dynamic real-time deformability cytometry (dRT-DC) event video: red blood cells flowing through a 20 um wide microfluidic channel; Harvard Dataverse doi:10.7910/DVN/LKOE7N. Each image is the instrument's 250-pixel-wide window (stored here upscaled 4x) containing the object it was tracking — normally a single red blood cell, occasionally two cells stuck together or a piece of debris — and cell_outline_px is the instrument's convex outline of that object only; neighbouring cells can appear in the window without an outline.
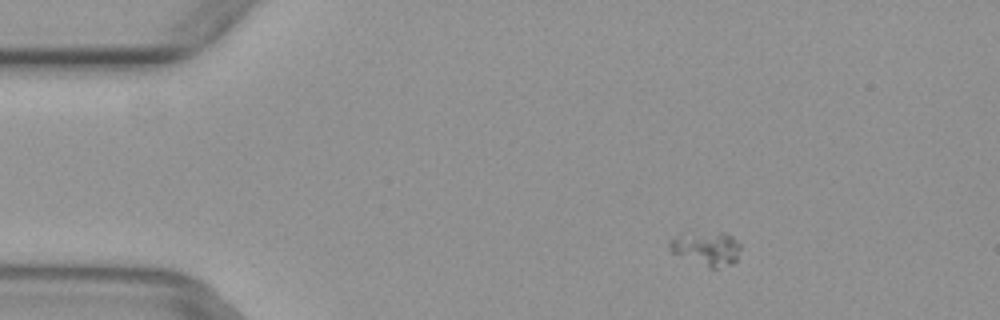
{"species": "common noctule bat (a hibernating species)", "species_latin": "Nyctalus noctula", "temperature_condition": "warm", "stored_images_in_passage": 2, "camera_frame_rate_fps": 3000, "um_per_image_px": 0.085, "animal": {"sex": "female", "body_mass_g": 29.2, "forearm_length_mm": 56.3}, "frame": {"image": 1, "passage_image": 1, "time_ms": 0.0, "image_size_px": [1000, 320], "cell_outline_px": [[740, 248], [736, 260], [732, 264], [716, 268], [708, 268], [672, 252], [668, 248], [668, 240], [720, 232], [724, 232], [732, 236], [740, 244]], "centroid_in_image_um": [60.13, 21.18], "position_along_channel_um": 24.9, "area_um2": 13.24}}